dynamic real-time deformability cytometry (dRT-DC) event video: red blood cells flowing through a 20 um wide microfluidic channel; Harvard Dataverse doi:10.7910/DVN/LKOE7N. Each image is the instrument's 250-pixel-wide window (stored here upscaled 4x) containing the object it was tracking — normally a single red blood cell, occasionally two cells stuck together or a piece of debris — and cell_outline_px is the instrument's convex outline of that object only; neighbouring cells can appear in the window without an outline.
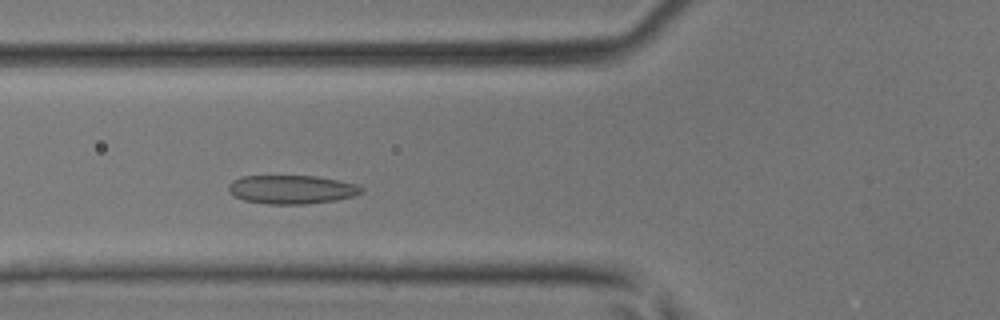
{"species": "common noctule bat (a hibernating species)", "species_latin": "Nyctalus noctula", "temperature_condition": "room temperature", "stored_images_in_passage": 40, "camera_frame_rate_fps": 3000, "um_per_image_px": 0.085, "animal": {"sex": "male", "body_mass_g": 17.9, "forearm_length_mm": 54.2}, "frame": {"image": 1, "passage_image": 11, "time_ms": 3.333, "image_size_px": [1000, 320], "cell_outline_px": [[364, 192], [352, 196], [336, 200], [308, 204], [268, 204], [244, 200], [228, 192], [228, 184], [232, 180], [244, 176], [316, 176], [356, 184], [364, 188]], "centroid_in_image_um": [24.79, 16.11], "position_along_channel_um": 101.0, "area_um2": 22.2}}
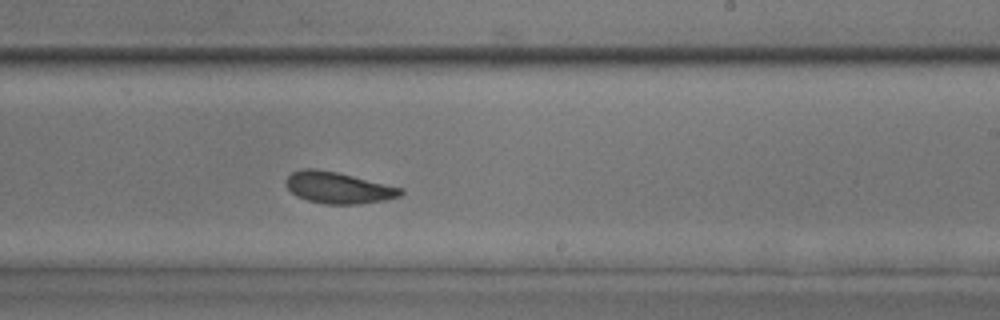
{"frame": {"image": 2, "passage_image": 22, "time_ms": 7.0, "image_size_px": [1000, 320], "cell_outline_px": [[404, 192], [400, 196], [384, 200], [360, 204], [324, 204], [308, 200], [296, 196], [284, 184], [284, 180], [292, 172], [300, 168], [316, 168], [336, 172], [404, 188]], "centroid_in_image_um": [28.73, 15.95], "position_along_channel_um": 260.3, "area_um2": 21.15}}
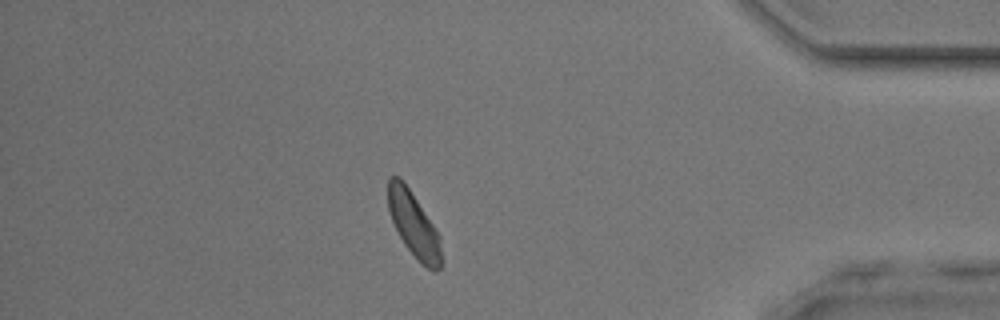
{"frame": {"image": 3, "passage_image": 34, "time_ms": 11.0, "image_size_px": [1000, 320], "cell_outline_px": [[440, 268], [436, 272], [432, 272], [404, 244], [392, 220], [388, 208], [388, 176], [400, 176], [404, 180], [440, 236]], "centroid_in_image_um": [35.14, 19.02], "position_along_channel_um": 400.1, "area_um2": 19.65}}